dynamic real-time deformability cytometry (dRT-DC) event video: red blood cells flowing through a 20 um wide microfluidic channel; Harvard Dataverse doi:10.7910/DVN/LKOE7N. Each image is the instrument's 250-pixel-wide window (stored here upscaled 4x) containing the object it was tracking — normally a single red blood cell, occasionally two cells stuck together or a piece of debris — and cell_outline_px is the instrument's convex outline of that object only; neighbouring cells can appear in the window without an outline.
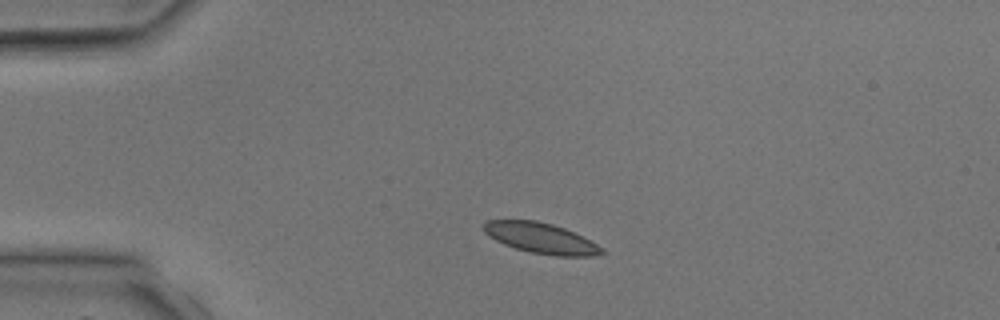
{"species": "common noctule bat (a hibernating species)", "species_latin": "Nyctalus noctula", "temperature_condition": "room temperature", "stored_images_in_passage": 2, "camera_frame_rate_fps": 3000, "um_per_image_px": 0.085, "animal": {"sex": "male", "body_mass_g": 17.9, "forearm_length_mm": 54.2}, "frame": {"image": 1, "passage_image": 1, "time_ms": 0.0, "image_size_px": [1000, 320], "cell_outline_px": [[604, 252], [592, 256], [556, 256], [532, 252], [516, 248], [504, 244], [488, 236], [484, 232], [480, 224], [484, 220], [536, 220], [552, 224], [564, 228], [604, 248]], "centroid_in_image_um": [45.9, 20.22], "position_along_channel_um": 39.1, "area_um2": 20.87}}